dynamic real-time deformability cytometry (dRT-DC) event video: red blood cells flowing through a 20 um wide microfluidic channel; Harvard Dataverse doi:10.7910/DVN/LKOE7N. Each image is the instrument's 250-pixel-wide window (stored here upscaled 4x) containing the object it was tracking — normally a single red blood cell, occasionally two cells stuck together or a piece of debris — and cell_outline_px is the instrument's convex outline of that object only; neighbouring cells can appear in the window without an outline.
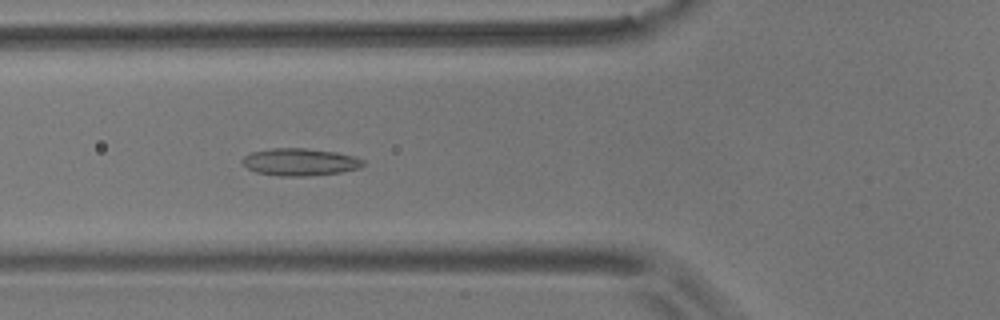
{"species": "common noctule bat (a hibernating species)", "species_latin": "Nyctalus noctula", "temperature_condition": "room temperature", "stored_images_in_passage": 37, "camera_frame_rate_fps": 3000, "um_per_image_px": 0.085, "animal": {"sex": "male", "body_mass_g": 17.9}, "frame": {"image": 1, "passage_image": 9, "time_ms": 2.667, "image_size_px": [1000, 320], "cell_outline_px": [[364, 164], [360, 168], [340, 172], [308, 176], [276, 176], [256, 172], [248, 168], [240, 160], [244, 156], [252, 152], [272, 148], [304, 148], [336, 152], [352, 156], [364, 160]], "centroid_in_image_um": [25.48, 13.77], "position_along_channel_um": 100.3, "area_um2": 19.19}}
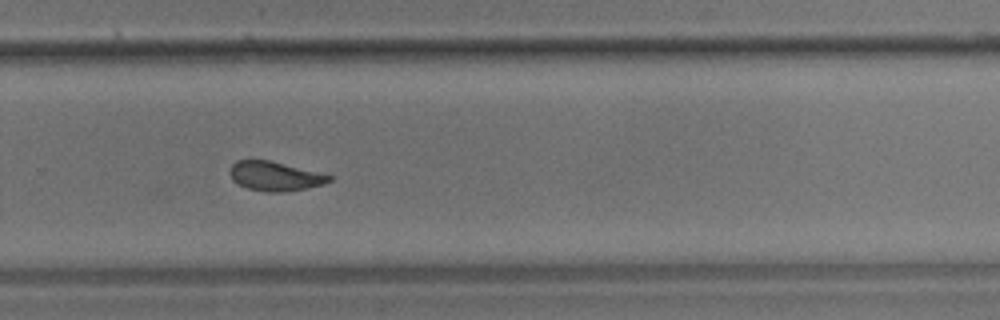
{"frame": {"image": 2, "passage_image": 26, "time_ms": 8.333, "image_size_px": [1000, 320], "cell_outline_px": [[332, 180], [324, 184], [284, 192], [268, 192], [248, 188], [232, 180], [228, 172], [232, 164], [236, 160], [268, 160], [332, 176]], "centroid_in_image_um": [23.32, 14.97], "position_along_channel_um": 306.5, "area_um2": 16.65}}
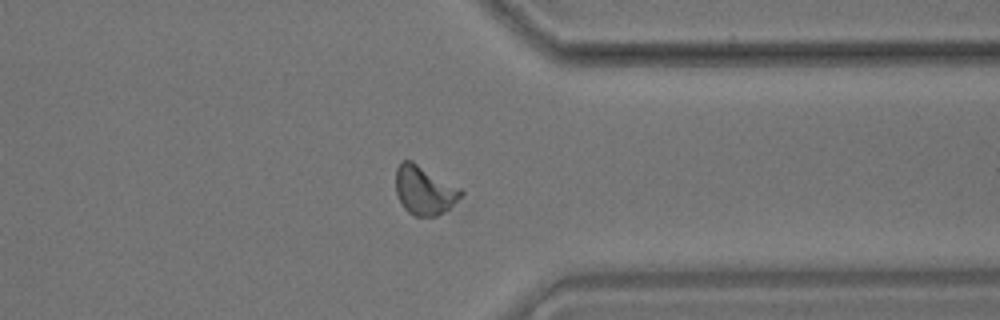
{"frame": {"image": 3, "passage_image": 32, "time_ms": 10.333, "image_size_px": [1000, 320], "cell_outline_px": [[464, 192], [444, 212], [436, 216], [416, 216], [408, 212], [404, 208], [396, 192], [396, 168], [400, 160], [412, 160], [460, 188]], "centroid_in_image_um": [36.03, 16.15], "position_along_channel_um": 375.4, "area_um2": 18.32}, "authors_computed_cell_mechanics": {"area_um2": 17.918, "velocity_mm_per_s": 3.6362, "shape_relaxation_time_tau1_ms": null, "shape_relaxation_time_tau2_ms": 2.4809, "deformation_change_tau1": null, "deformation_change_tau2": 0.0835}}